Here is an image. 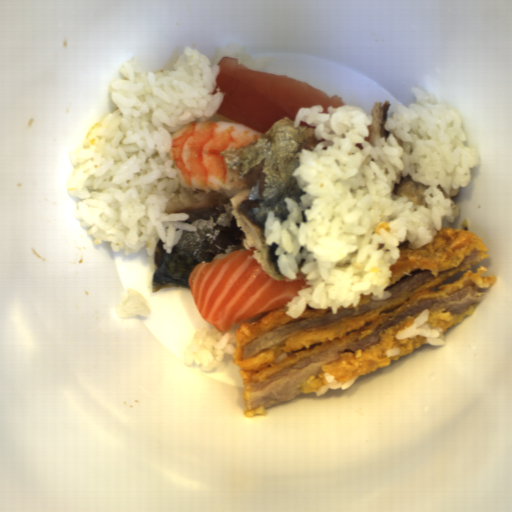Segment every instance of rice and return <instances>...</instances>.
<instances>
[{
  "label": "rice",
  "instance_id": "rice-1",
  "mask_svg": "<svg viewBox=\"0 0 512 512\" xmlns=\"http://www.w3.org/2000/svg\"><path fill=\"white\" fill-rule=\"evenodd\" d=\"M410 92L415 102L407 108L396 102L384 122L390 133L375 147L365 140L373 123L366 109L300 107L293 128L306 121L322 140L313 150L301 149L291 175L306 194L299 203L283 198L285 220L270 211L263 228L266 244H278L277 270L291 280L304 273L309 285L285 304L288 316H302L307 305L336 315L340 307H357L363 294L391 298L384 290L400 256L397 246L409 240L415 250L434 242L443 220L453 224L459 216L449 197L470 185L480 150L465 145L458 112L423 88ZM407 175L428 184L427 206L394 197V184Z\"/></svg>",
  "mask_w": 512,
  "mask_h": 512
},
{
  "label": "rice",
  "instance_id": "rice-5",
  "mask_svg": "<svg viewBox=\"0 0 512 512\" xmlns=\"http://www.w3.org/2000/svg\"><path fill=\"white\" fill-rule=\"evenodd\" d=\"M152 310L149 301L139 292L132 289L125 293L116 307L119 317H149Z\"/></svg>",
  "mask_w": 512,
  "mask_h": 512
},
{
  "label": "rice",
  "instance_id": "rice-6",
  "mask_svg": "<svg viewBox=\"0 0 512 512\" xmlns=\"http://www.w3.org/2000/svg\"><path fill=\"white\" fill-rule=\"evenodd\" d=\"M359 376L354 377L353 379H351L348 382H337L335 379L331 380V381L323 384L322 386H320L316 391H314L315 396L318 397V396L322 395L323 393L327 392L329 389L333 390V389L342 388L344 390L346 388H349L359 378Z\"/></svg>",
  "mask_w": 512,
  "mask_h": 512
},
{
  "label": "rice",
  "instance_id": "rice-4",
  "mask_svg": "<svg viewBox=\"0 0 512 512\" xmlns=\"http://www.w3.org/2000/svg\"><path fill=\"white\" fill-rule=\"evenodd\" d=\"M431 309H424L419 313L412 324L399 334H395L397 340H404L415 335H421L426 338V343L430 345L445 344V331L440 327H432L428 323Z\"/></svg>",
  "mask_w": 512,
  "mask_h": 512
},
{
  "label": "rice",
  "instance_id": "rice-3",
  "mask_svg": "<svg viewBox=\"0 0 512 512\" xmlns=\"http://www.w3.org/2000/svg\"><path fill=\"white\" fill-rule=\"evenodd\" d=\"M236 352L235 334H221L215 327H203L195 330L186 348V364L200 365L201 370L212 371L224 361L225 355Z\"/></svg>",
  "mask_w": 512,
  "mask_h": 512
},
{
  "label": "rice",
  "instance_id": "rice-7",
  "mask_svg": "<svg viewBox=\"0 0 512 512\" xmlns=\"http://www.w3.org/2000/svg\"><path fill=\"white\" fill-rule=\"evenodd\" d=\"M206 121H222V122L237 123V124H240V125L247 126V125H245V124H242V123L237 122V121H235V120H232V119H230V118H227V117H225V116H222V115H220V114H218V113H216V112H215L212 116H210ZM247 127H250V126H247ZM250 128H252V127H250Z\"/></svg>",
  "mask_w": 512,
  "mask_h": 512
},
{
  "label": "rice",
  "instance_id": "rice-2",
  "mask_svg": "<svg viewBox=\"0 0 512 512\" xmlns=\"http://www.w3.org/2000/svg\"><path fill=\"white\" fill-rule=\"evenodd\" d=\"M248 45H220L210 59L189 44L174 66L147 71L138 56L118 65L110 85L117 109L103 114L71 151L67 195L78 197L73 210L93 244L111 242L114 252L129 256L145 248L155 256L159 241L167 253L183 232H196L184 222L185 212L167 214L180 178L169 153L172 132L191 122H206L218 110L225 93L216 76L222 57L268 71L274 58L248 53Z\"/></svg>",
  "mask_w": 512,
  "mask_h": 512
}]
</instances>
